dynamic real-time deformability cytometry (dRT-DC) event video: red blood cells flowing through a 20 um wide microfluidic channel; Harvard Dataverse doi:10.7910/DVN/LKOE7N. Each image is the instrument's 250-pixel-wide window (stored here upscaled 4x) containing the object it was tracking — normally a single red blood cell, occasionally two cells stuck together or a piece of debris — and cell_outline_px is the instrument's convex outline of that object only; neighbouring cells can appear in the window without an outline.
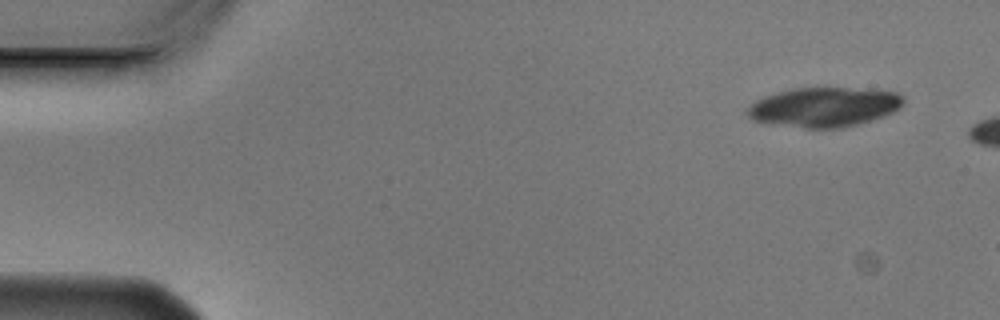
{"species": "Egyptian fruit bat (a non-hibernating species)", "species_latin": "Rousettus aegyptiacus", "temperature_condition": "cold", "stored_images_in_passage": 3, "camera_frame_rate_fps": 3000, "um_per_image_px": 0.085, "animal": {"sex": "male"}, "frame": {"image": 1, "passage_image": 1, "time_ms": 0.0, "image_size_px": [1000, 320], "cell_outline_px": [[904, 100], [900, 108], [884, 116], [872, 120], [840, 128], [804, 128], [772, 124], [752, 120], [744, 112], [756, 100], [764, 96], [792, 88], [816, 84], [896, 92]], "centroid_in_image_um": [70.01, 9.06], "position_along_channel_um": 15.0, "area_um2": 36.82}}